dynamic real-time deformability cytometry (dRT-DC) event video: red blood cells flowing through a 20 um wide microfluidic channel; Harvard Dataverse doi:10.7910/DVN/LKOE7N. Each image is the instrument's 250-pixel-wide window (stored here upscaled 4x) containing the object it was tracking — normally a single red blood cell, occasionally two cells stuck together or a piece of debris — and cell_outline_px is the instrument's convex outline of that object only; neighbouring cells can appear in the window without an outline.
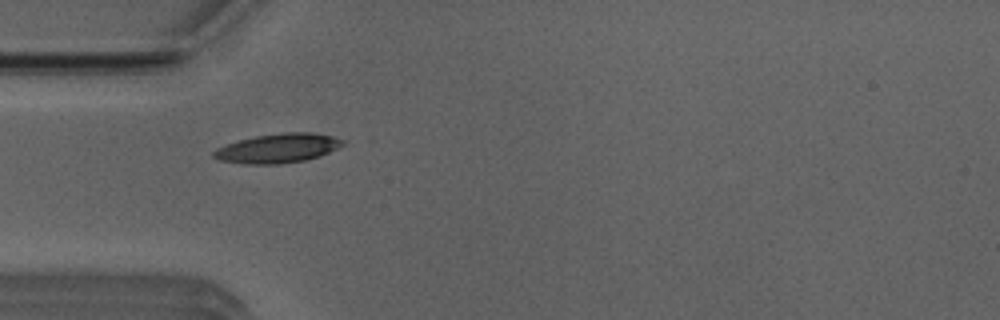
{"species": "Egyptian fruit bat (a non-hibernating species)", "species_latin": "Rousettus aegyptiacus", "temperature_condition": "room temperature", "stored_images_in_passage": 39, "camera_frame_rate_fps": 3000, "um_per_image_px": 0.085, "animal": {"sex": "male"}, "frame": {"image": 1, "passage_image": 2, "time_ms": 0.333, "image_size_px": [1000, 320], "cell_outline_px": [[344, 144], [320, 156], [304, 160], [276, 164], [244, 164], [220, 160], [212, 156], [212, 152], [216, 148], [240, 140], [256, 136], [284, 132], [312, 132], [332, 136], [344, 140]], "centroid_in_image_um": [23.61, 12.6], "position_along_channel_um": 61.4, "area_um2": 21.79}}
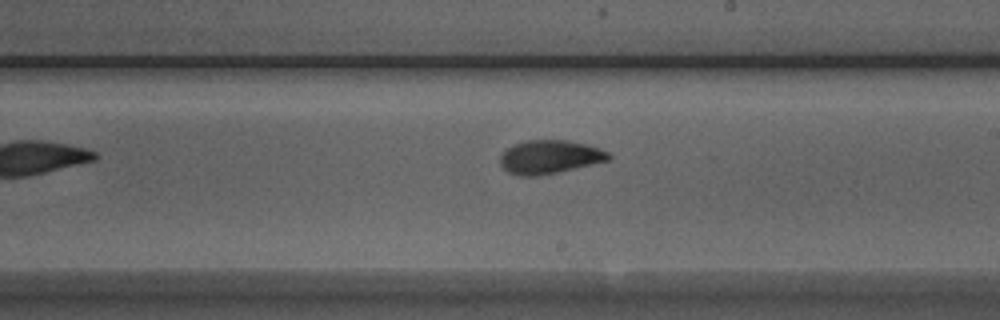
{"frame": {"image": 2, "passage_image": 16, "time_ms": 5.0, "image_size_px": [1000, 320], "cell_outline_px": [[612, 156], [608, 160], [592, 164], [556, 172], [536, 176], [520, 176], [508, 172], [500, 164], [500, 156], [512, 144], [524, 140], [568, 140], [588, 144], [600, 148], [608, 152]], "centroid_in_image_um": [46.72, 13.32], "position_along_channel_um": 242.3, "area_um2": 21.15}}
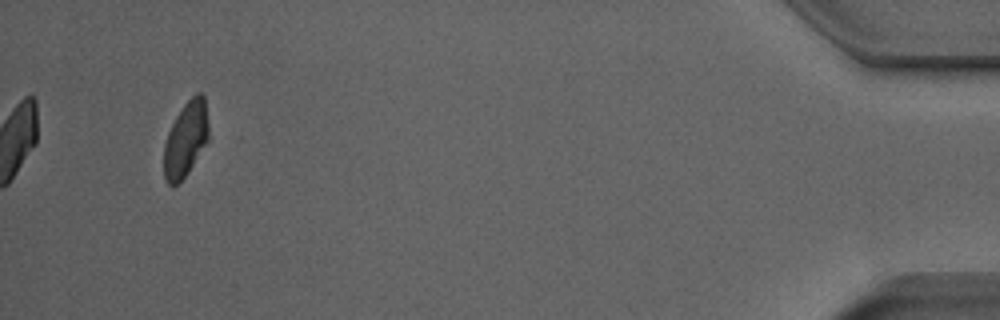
{"frame": {"image": 3, "passage_image": 36, "time_ms": 11.667, "image_size_px": [1000, 320], "cell_outline_px": [[208, 140], [188, 172], [176, 184], [168, 184], [164, 180], [164, 144], [168, 132], [176, 116], [184, 104], [196, 92], [200, 92], [204, 96], [208, 124]], "centroid_in_image_um": [15.78, 11.81], "position_along_channel_um": 419.4, "area_um2": 19.31}, "authors_computed_cell_mechanics": {"area_um2": 20.808, "velocity_mm_per_s": 3.897, "shape_relaxation_time_tau1_ms": 4.8004, "shape_relaxation_time_tau2_ms": 2.3539, "deformation_change_tau1": 0.1572, "deformation_change_tau2": 0.0749}}